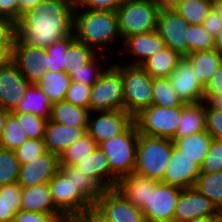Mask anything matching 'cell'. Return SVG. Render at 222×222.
Here are the masks:
<instances>
[{"mask_svg": "<svg viewBox=\"0 0 222 222\" xmlns=\"http://www.w3.org/2000/svg\"><path fill=\"white\" fill-rule=\"evenodd\" d=\"M133 122L134 118L124 110L90 112L87 132L99 146L123 133Z\"/></svg>", "mask_w": 222, "mask_h": 222, "instance_id": "obj_13", "label": "cell"}, {"mask_svg": "<svg viewBox=\"0 0 222 222\" xmlns=\"http://www.w3.org/2000/svg\"><path fill=\"white\" fill-rule=\"evenodd\" d=\"M203 131H206L205 102L183 105L175 138H182Z\"/></svg>", "mask_w": 222, "mask_h": 222, "instance_id": "obj_26", "label": "cell"}, {"mask_svg": "<svg viewBox=\"0 0 222 222\" xmlns=\"http://www.w3.org/2000/svg\"><path fill=\"white\" fill-rule=\"evenodd\" d=\"M75 40L74 33L48 46L46 56L49 71L66 72V51L70 44Z\"/></svg>", "mask_w": 222, "mask_h": 222, "instance_id": "obj_39", "label": "cell"}, {"mask_svg": "<svg viewBox=\"0 0 222 222\" xmlns=\"http://www.w3.org/2000/svg\"><path fill=\"white\" fill-rule=\"evenodd\" d=\"M103 55L104 54L102 53H98L88 64L84 65L82 68L71 70L68 73L71 81L83 83L92 87L108 68V66H106L108 58L106 62L103 61L105 60V56ZM101 57L103 58L101 59Z\"/></svg>", "mask_w": 222, "mask_h": 222, "instance_id": "obj_36", "label": "cell"}, {"mask_svg": "<svg viewBox=\"0 0 222 222\" xmlns=\"http://www.w3.org/2000/svg\"><path fill=\"white\" fill-rule=\"evenodd\" d=\"M182 107L165 108L151 105L134 117L138 132L173 140L181 120Z\"/></svg>", "mask_w": 222, "mask_h": 222, "instance_id": "obj_8", "label": "cell"}, {"mask_svg": "<svg viewBox=\"0 0 222 222\" xmlns=\"http://www.w3.org/2000/svg\"><path fill=\"white\" fill-rule=\"evenodd\" d=\"M20 163L14 150L0 146V186L17 183Z\"/></svg>", "mask_w": 222, "mask_h": 222, "instance_id": "obj_42", "label": "cell"}, {"mask_svg": "<svg viewBox=\"0 0 222 222\" xmlns=\"http://www.w3.org/2000/svg\"><path fill=\"white\" fill-rule=\"evenodd\" d=\"M46 151L43 139H27L26 142L14 150L20 165L32 161Z\"/></svg>", "mask_w": 222, "mask_h": 222, "instance_id": "obj_47", "label": "cell"}, {"mask_svg": "<svg viewBox=\"0 0 222 222\" xmlns=\"http://www.w3.org/2000/svg\"><path fill=\"white\" fill-rule=\"evenodd\" d=\"M173 146V140L139 133L134 173L161 181Z\"/></svg>", "mask_w": 222, "mask_h": 222, "instance_id": "obj_4", "label": "cell"}, {"mask_svg": "<svg viewBox=\"0 0 222 222\" xmlns=\"http://www.w3.org/2000/svg\"><path fill=\"white\" fill-rule=\"evenodd\" d=\"M97 54L94 49L75 39L66 51V73L68 74L73 69L82 68Z\"/></svg>", "mask_w": 222, "mask_h": 222, "instance_id": "obj_40", "label": "cell"}, {"mask_svg": "<svg viewBox=\"0 0 222 222\" xmlns=\"http://www.w3.org/2000/svg\"><path fill=\"white\" fill-rule=\"evenodd\" d=\"M0 16L19 22L18 0H0Z\"/></svg>", "mask_w": 222, "mask_h": 222, "instance_id": "obj_54", "label": "cell"}, {"mask_svg": "<svg viewBox=\"0 0 222 222\" xmlns=\"http://www.w3.org/2000/svg\"><path fill=\"white\" fill-rule=\"evenodd\" d=\"M211 104L219 109V110H222V94L221 95H218L212 102Z\"/></svg>", "mask_w": 222, "mask_h": 222, "instance_id": "obj_61", "label": "cell"}, {"mask_svg": "<svg viewBox=\"0 0 222 222\" xmlns=\"http://www.w3.org/2000/svg\"><path fill=\"white\" fill-rule=\"evenodd\" d=\"M111 63L107 64L109 67L91 87L90 112L124 110L121 62Z\"/></svg>", "mask_w": 222, "mask_h": 222, "instance_id": "obj_7", "label": "cell"}, {"mask_svg": "<svg viewBox=\"0 0 222 222\" xmlns=\"http://www.w3.org/2000/svg\"><path fill=\"white\" fill-rule=\"evenodd\" d=\"M182 56L168 47L148 58L141 66L152 78H168Z\"/></svg>", "mask_w": 222, "mask_h": 222, "instance_id": "obj_28", "label": "cell"}, {"mask_svg": "<svg viewBox=\"0 0 222 222\" xmlns=\"http://www.w3.org/2000/svg\"><path fill=\"white\" fill-rule=\"evenodd\" d=\"M47 55L46 48L25 44L16 37L11 59L18 65L20 72L30 84H38L49 71Z\"/></svg>", "mask_w": 222, "mask_h": 222, "instance_id": "obj_11", "label": "cell"}, {"mask_svg": "<svg viewBox=\"0 0 222 222\" xmlns=\"http://www.w3.org/2000/svg\"><path fill=\"white\" fill-rule=\"evenodd\" d=\"M68 222H112L95 205L74 215Z\"/></svg>", "mask_w": 222, "mask_h": 222, "instance_id": "obj_53", "label": "cell"}, {"mask_svg": "<svg viewBox=\"0 0 222 222\" xmlns=\"http://www.w3.org/2000/svg\"><path fill=\"white\" fill-rule=\"evenodd\" d=\"M186 37L190 53L215 49L214 37L203 25H189Z\"/></svg>", "mask_w": 222, "mask_h": 222, "instance_id": "obj_43", "label": "cell"}, {"mask_svg": "<svg viewBox=\"0 0 222 222\" xmlns=\"http://www.w3.org/2000/svg\"><path fill=\"white\" fill-rule=\"evenodd\" d=\"M168 78L184 104H196L204 101V86L196 78L192 63L186 56L180 59Z\"/></svg>", "mask_w": 222, "mask_h": 222, "instance_id": "obj_15", "label": "cell"}, {"mask_svg": "<svg viewBox=\"0 0 222 222\" xmlns=\"http://www.w3.org/2000/svg\"><path fill=\"white\" fill-rule=\"evenodd\" d=\"M199 175L200 166L173 146L165 175L161 181L185 189L194 187Z\"/></svg>", "mask_w": 222, "mask_h": 222, "instance_id": "obj_19", "label": "cell"}, {"mask_svg": "<svg viewBox=\"0 0 222 222\" xmlns=\"http://www.w3.org/2000/svg\"><path fill=\"white\" fill-rule=\"evenodd\" d=\"M139 132L133 122L123 133L99 146L108 157L111 172L119 179L134 172Z\"/></svg>", "mask_w": 222, "mask_h": 222, "instance_id": "obj_6", "label": "cell"}, {"mask_svg": "<svg viewBox=\"0 0 222 222\" xmlns=\"http://www.w3.org/2000/svg\"><path fill=\"white\" fill-rule=\"evenodd\" d=\"M219 210L194 187L181 189L173 222H187L197 217L214 216Z\"/></svg>", "mask_w": 222, "mask_h": 222, "instance_id": "obj_17", "label": "cell"}, {"mask_svg": "<svg viewBox=\"0 0 222 222\" xmlns=\"http://www.w3.org/2000/svg\"><path fill=\"white\" fill-rule=\"evenodd\" d=\"M188 22L167 3L161 7L157 28L165 46L178 52L182 57L190 54L187 42Z\"/></svg>", "mask_w": 222, "mask_h": 222, "instance_id": "obj_10", "label": "cell"}, {"mask_svg": "<svg viewBox=\"0 0 222 222\" xmlns=\"http://www.w3.org/2000/svg\"><path fill=\"white\" fill-rule=\"evenodd\" d=\"M159 181L136 173L119 178L115 190L136 207L142 208L148 202Z\"/></svg>", "mask_w": 222, "mask_h": 222, "instance_id": "obj_21", "label": "cell"}, {"mask_svg": "<svg viewBox=\"0 0 222 222\" xmlns=\"http://www.w3.org/2000/svg\"><path fill=\"white\" fill-rule=\"evenodd\" d=\"M163 4L160 0H123L116 10L121 42L132 35L156 30Z\"/></svg>", "mask_w": 222, "mask_h": 222, "instance_id": "obj_3", "label": "cell"}, {"mask_svg": "<svg viewBox=\"0 0 222 222\" xmlns=\"http://www.w3.org/2000/svg\"><path fill=\"white\" fill-rule=\"evenodd\" d=\"M29 84L10 58L0 66V106L7 111H14L24 99Z\"/></svg>", "mask_w": 222, "mask_h": 222, "instance_id": "obj_14", "label": "cell"}, {"mask_svg": "<svg viewBox=\"0 0 222 222\" xmlns=\"http://www.w3.org/2000/svg\"><path fill=\"white\" fill-rule=\"evenodd\" d=\"M153 105L165 108L185 105L173 89L169 78H154Z\"/></svg>", "mask_w": 222, "mask_h": 222, "instance_id": "obj_38", "label": "cell"}, {"mask_svg": "<svg viewBox=\"0 0 222 222\" xmlns=\"http://www.w3.org/2000/svg\"><path fill=\"white\" fill-rule=\"evenodd\" d=\"M213 222H222V210H219V211L213 216Z\"/></svg>", "mask_w": 222, "mask_h": 222, "instance_id": "obj_63", "label": "cell"}, {"mask_svg": "<svg viewBox=\"0 0 222 222\" xmlns=\"http://www.w3.org/2000/svg\"><path fill=\"white\" fill-rule=\"evenodd\" d=\"M10 111H7L3 107L0 106V139L5 129L6 119Z\"/></svg>", "mask_w": 222, "mask_h": 222, "instance_id": "obj_57", "label": "cell"}, {"mask_svg": "<svg viewBox=\"0 0 222 222\" xmlns=\"http://www.w3.org/2000/svg\"><path fill=\"white\" fill-rule=\"evenodd\" d=\"M27 139L28 137L17 117L10 112L7 116L5 129L0 139V146L10 150H15L23 145Z\"/></svg>", "mask_w": 222, "mask_h": 222, "instance_id": "obj_41", "label": "cell"}, {"mask_svg": "<svg viewBox=\"0 0 222 222\" xmlns=\"http://www.w3.org/2000/svg\"><path fill=\"white\" fill-rule=\"evenodd\" d=\"M94 205L112 222H146L141 208L133 205L114 188L104 190Z\"/></svg>", "mask_w": 222, "mask_h": 222, "instance_id": "obj_16", "label": "cell"}, {"mask_svg": "<svg viewBox=\"0 0 222 222\" xmlns=\"http://www.w3.org/2000/svg\"><path fill=\"white\" fill-rule=\"evenodd\" d=\"M202 25L215 38L218 32L222 29V17L216 10H214V8H212Z\"/></svg>", "mask_w": 222, "mask_h": 222, "instance_id": "obj_55", "label": "cell"}, {"mask_svg": "<svg viewBox=\"0 0 222 222\" xmlns=\"http://www.w3.org/2000/svg\"><path fill=\"white\" fill-rule=\"evenodd\" d=\"M213 137L207 132H198L182 138H174V146L199 166L204 161Z\"/></svg>", "mask_w": 222, "mask_h": 222, "instance_id": "obj_25", "label": "cell"}, {"mask_svg": "<svg viewBox=\"0 0 222 222\" xmlns=\"http://www.w3.org/2000/svg\"><path fill=\"white\" fill-rule=\"evenodd\" d=\"M21 191L18 183L0 186V222H13L21 208Z\"/></svg>", "mask_w": 222, "mask_h": 222, "instance_id": "obj_34", "label": "cell"}, {"mask_svg": "<svg viewBox=\"0 0 222 222\" xmlns=\"http://www.w3.org/2000/svg\"><path fill=\"white\" fill-rule=\"evenodd\" d=\"M79 171L93 178L104 190L113 189L118 178L111 172L108 157L100 146L76 165Z\"/></svg>", "mask_w": 222, "mask_h": 222, "instance_id": "obj_22", "label": "cell"}, {"mask_svg": "<svg viewBox=\"0 0 222 222\" xmlns=\"http://www.w3.org/2000/svg\"><path fill=\"white\" fill-rule=\"evenodd\" d=\"M98 144L86 131L81 138L70 145L59 157V164L76 166L86 156H88Z\"/></svg>", "mask_w": 222, "mask_h": 222, "instance_id": "obj_37", "label": "cell"}, {"mask_svg": "<svg viewBox=\"0 0 222 222\" xmlns=\"http://www.w3.org/2000/svg\"><path fill=\"white\" fill-rule=\"evenodd\" d=\"M17 37V23L13 20L0 16V46L10 55Z\"/></svg>", "mask_w": 222, "mask_h": 222, "instance_id": "obj_49", "label": "cell"}, {"mask_svg": "<svg viewBox=\"0 0 222 222\" xmlns=\"http://www.w3.org/2000/svg\"><path fill=\"white\" fill-rule=\"evenodd\" d=\"M71 79L66 72L47 71L37 84L53 104L64 100Z\"/></svg>", "mask_w": 222, "mask_h": 222, "instance_id": "obj_32", "label": "cell"}, {"mask_svg": "<svg viewBox=\"0 0 222 222\" xmlns=\"http://www.w3.org/2000/svg\"><path fill=\"white\" fill-rule=\"evenodd\" d=\"M222 94V61L216 73L204 87V102H212L218 95Z\"/></svg>", "mask_w": 222, "mask_h": 222, "instance_id": "obj_52", "label": "cell"}, {"mask_svg": "<svg viewBox=\"0 0 222 222\" xmlns=\"http://www.w3.org/2000/svg\"><path fill=\"white\" fill-rule=\"evenodd\" d=\"M167 4L189 25H202L213 8L212 0H170Z\"/></svg>", "mask_w": 222, "mask_h": 222, "instance_id": "obj_31", "label": "cell"}, {"mask_svg": "<svg viewBox=\"0 0 222 222\" xmlns=\"http://www.w3.org/2000/svg\"><path fill=\"white\" fill-rule=\"evenodd\" d=\"M181 188L159 181L141 208L146 222H173Z\"/></svg>", "mask_w": 222, "mask_h": 222, "instance_id": "obj_12", "label": "cell"}, {"mask_svg": "<svg viewBox=\"0 0 222 222\" xmlns=\"http://www.w3.org/2000/svg\"><path fill=\"white\" fill-rule=\"evenodd\" d=\"M192 63L196 78L205 87L216 73L222 61L221 54L216 50L197 51L186 56Z\"/></svg>", "mask_w": 222, "mask_h": 222, "instance_id": "obj_30", "label": "cell"}, {"mask_svg": "<svg viewBox=\"0 0 222 222\" xmlns=\"http://www.w3.org/2000/svg\"><path fill=\"white\" fill-rule=\"evenodd\" d=\"M42 1L43 0H18V3H19V21H20L22 15L25 12L34 8L37 4H39Z\"/></svg>", "mask_w": 222, "mask_h": 222, "instance_id": "obj_56", "label": "cell"}, {"mask_svg": "<svg viewBox=\"0 0 222 222\" xmlns=\"http://www.w3.org/2000/svg\"><path fill=\"white\" fill-rule=\"evenodd\" d=\"M58 170L59 157L46 150L32 161L20 165L17 183L21 187L48 183Z\"/></svg>", "mask_w": 222, "mask_h": 222, "instance_id": "obj_18", "label": "cell"}, {"mask_svg": "<svg viewBox=\"0 0 222 222\" xmlns=\"http://www.w3.org/2000/svg\"><path fill=\"white\" fill-rule=\"evenodd\" d=\"M123 0H73L75 9H88L90 11H116Z\"/></svg>", "mask_w": 222, "mask_h": 222, "instance_id": "obj_51", "label": "cell"}, {"mask_svg": "<svg viewBox=\"0 0 222 222\" xmlns=\"http://www.w3.org/2000/svg\"><path fill=\"white\" fill-rule=\"evenodd\" d=\"M55 207L70 220L74 215L82 212L93 204L75 187L72 179L68 178L60 169L48 182Z\"/></svg>", "mask_w": 222, "mask_h": 222, "instance_id": "obj_9", "label": "cell"}, {"mask_svg": "<svg viewBox=\"0 0 222 222\" xmlns=\"http://www.w3.org/2000/svg\"><path fill=\"white\" fill-rule=\"evenodd\" d=\"M59 169L70 179L75 187L94 205L104 189L91 177L79 171L76 166L59 164Z\"/></svg>", "mask_w": 222, "mask_h": 222, "instance_id": "obj_33", "label": "cell"}, {"mask_svg": "<svg viewBox=\"0 0 222 222\" xmlns=\"http://www.w3.org/2000/svg\"><path fill=\"white\" fill-rule=\"evenodd\" d=\"M89 114V109H84L62 100L52 104L49 119L65 126L87 127Z\"/></svg>", "mask_w": 222, "mask_h": 222, "instance_id": "obj_27", "label": "cell"}, {"mask_svg": "<svg viewBox=\"0 0 222 222\" xmlns=\"http://www.w3.org/2000/svg\"><path fill=\"white\" fill-rule=\"evenodd\" d=\"M52 103L37 84H29L24 99L12 112L32 113L41 118H50Z\"/></svg>", "mask_w": 222, "mask_h": 222, "instance_id": "obj_29", "label": "cell"}, {"mask_svg": "<svg viewBox=\"0 0 222 222\" xmlns=\"http://www.w3.org/2000/svg\"><path fill=\"white\" fill-rule=\"evenodd\" d=\"M213 8L216 10L222 17V0H212Z\"/></svg>", "mask_w": 222, "mask_h": 222, "instance_id": "obj_60", "label": "cell"}, {"mask_svg": "<svg viewBox=\"0 0 222 222\" xmlns=\"http://www.w3.org/2000/svg\"><path fill=\"white\" fill-rule=\"evenodd\" d=\"M215 41V49L221 54L222 56V29L218 32V34L214 38Z\"/></svg>", "mask_w": 222, "mask_h": 222, "instance_id": "obj_58", "label": "cell"}, {"mask_svg": "<svg viewBox=\"0 0 222 222\" xmlns=\"http://www.w3.org/2000/svg\"><path fill=\"white\" fill-rule=\"evenodd\" d=\"M73 0H43L17 23V37L25 44L47 48L73 33Z\"/></svg>", "mask_w": 222, "mask_h": 222, "instance_id": "obj_1", "label": "cell"}, {"mask_svg": "<svg viewBox=\"0 0 222 222\" xmlns=\"http://www.w3.org/2000/svg\"><path fill=\"white\" fill-rule=\"evenodd\" d=\"M20 210L46 214H62L55 207L48 183L22 187Z\"/></svg>", "mask_w": 222, "mask_h": 222, "instance_id": "obj_24", "label": "cell"}, {"mask_svg": "<svg viewBox=\"0 0 222 222\" xmlns=\"http://www.w3.org/2000/svg\"><path fill=\"white\" fill-rule=\"evenodd\" d=\"M222 171V140L213 138L208 153L200 166V173Z\"/></svg>", "mask_w": 222, "mask_h": 222, "instance_id": "obj_45", "label": "cell"}, {"mask_svg": "<svg viewBox=\"0 0 222 222\" xmlns=\"http://www.w3.org/2000/svg\"><path fill=\"white\" fill-rule=\"evenodd\" d=\"M73 33L75 39L104 54V47H113L111 45L121 40L117 12L74 9Z\"/></svg>", "mask_w": 222, "mask_h": 222, "instance_id": "obj_2", "label": "cell"}, {"mask_svg": "<svg viewBox=\"0 0 222 222\" xmlns=\"http://www.w3.org/2000/svg\"><path fill=\"white\" fill-rule=\"evenodd\" d=\"M194 188L206 196L218 210H222V171L200 173Z\"/></svg>", "mask_w": 222, "mask_h": 222, "instance_id": "obj_35", "label": "cell"}, {"mask_svg": "<svg viewBox=\"0 0 222 222\" xmlns=\"http://www.w3.org/2000/svg\"><path fill=\"white\" fill-rule=\"evenodd\" d=\"M118 47H123L121 49L129 54L128 57L132 56L133 58L130 62L125 61L124 64L141 66L148 58L166 46L158 31L154 30L145 34L132 35Z\"/></svg>", "mask_w": 222, "mask_h": 222, "instance_id": "obj_20", "label": "cell"}, {"mask_svg": "<svg viewBox=\"0 0 222 222\" xmlns=\"http://www.w3.org/2000/svg\"><path fill=\"white\" fill-rule=\"evenodd\" d=\"M86 131L87 127L65 126L48 119L43 139L46 150L60 157Z\"/></svg>", "mask_w": 222, "mask_h": 222, "instance_id": "obj_23", "label": "cell"}, {"mask_svg": "<svg viewBox=\"0 0 222 222\" xmlns=\"http://www.w3.org/2000/svg\"><path fill=\"white\" fill-rule=\"evenodd\" d=\"M160 1H162L165 4L168 3L170 0H160Z\"/></svg>", "mask_w": 222, "mask_h": 222, "instance_id": "obj_64", "label": "cell"}, {"mask_svg": "<svg viewBox=\"0 0 222 222\" xmlns=\"http://www.w3.org/2000/svg\"><path fill=\"white\" fill-rule=\"evenodd\" d=\"M69 220L63 214H46L40 212H31L19 210L13 222H68Z\"/></svg>", "mask_w": 222, "mask_h": 222, "instance_id": "obj_50", "label": "cell"}, {"mask_svg": "<svg viewBox=\"0 0 222 222\" xmlns=\"http://www.w3.org/2000/svg\"><path fill=\"white\" fill-rule=\"evenodd\" d=\"M206 131L215 139L222 140V110L205 102Z\"/></svg>", "mask_w": 222, "mask_h": 222, "instance_id": "obj_48", "label": "cell"}, {"mask_svg": "<svg viewBox=\"0 0 222 222\" xmlns=\"http://www.w3.org/2000/svg\"><path fill=\"white\" fill-rule=\"evenodd\" d=\"M18 119L28 139H44L49 118H41L32 113L12 112Z\"/></svg>", "mask_w": 222, "mask_h": 222, "instance_id": "obj_44", "label": "cell"}, {"mask_svg": "<svg viewBox=\"0 0 222 222\" xmlns=\"http://www.w3.org/2000/svg\"><path fill=\"white\" fill-rule=\"evenodd\" d=\"M121 62V76L124 87V111L133 118L142 110L153 105V82L142 66H133Z\"/></svg>", "mask_w": 222, "mask_h": 222, "instance_id": "obj_5", "label": "cell"}, {"mask_svg": "<svg viewBox=\"0 0 222 222\" xmlns=\"http://www.w3.org/2000/svg\"><path fill=\"white\" fill-rule=\"evenodd\" d=\"M91 86L71 81L64 100L69 103L90 110Z\"/></svg>", "mask_w": 222, "mask_h": 222, "instance_id": "obj_46", "label": "cell"}, {"mask_svg": "<svg viewBox=\"0 0 222 222\" xmlns=\"http://www.w3.org/2000/svg\"><path fill=\"white\" fill-rule=\"evenodd\" d=\"M187 222H213V216L197 217Z\"/></svg>", "mask_w": 222, "mask_h": 222, "instance_id": "obj_62", "label": "cell"}, {"mask_svg": "<svg viewBox=\"0 0 222 222\" xmlns=\"http://www.w3.org/2000/svg\"><path fill=\"white\" fill-rule=\"evenodd\" d=\"M10 58L11 55L2 46H0V66L5 64Z\"/></svg>", "mask_w": 222, "mask_h": 222, "instance_id": "obj_59", "label": "cell"}]
</instances>
